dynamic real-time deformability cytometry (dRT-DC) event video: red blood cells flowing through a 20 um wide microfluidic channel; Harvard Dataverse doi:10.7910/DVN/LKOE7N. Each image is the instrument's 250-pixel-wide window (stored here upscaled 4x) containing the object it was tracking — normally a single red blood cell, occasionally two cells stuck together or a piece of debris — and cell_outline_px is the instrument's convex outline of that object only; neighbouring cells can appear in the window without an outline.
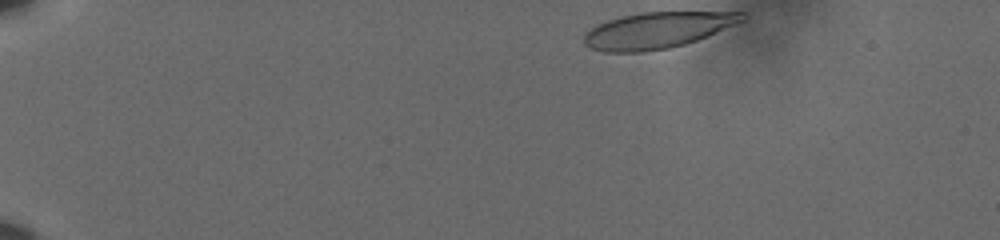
{"species": "human", "species_latin": "Homo sapiens", "temperature_condition": "cold", "stored_images_in_passage": 44, "camera_frame_rate_fps": 3000, "um_per_image_px": 0.085, "donor": {"sex": "male"}, "frame": {"image": 1, "passage_image": 1, "time_ms": 0.0, "image_size_px": [1000, 240], "cell_outline_px": [[748, 16], [744, 20], [736, 24], [708, 36], [684, 44], [668, 48], [644, 52], [604, 52], [592, 48], [584, 44], [584, 36], [596, 24], [620, 16], [640, 12], [744, 12]], "centroid_in_image_um": [55.89, 2.56], "position_along_channel_um": 29.1, "area_um2": 33.29}}
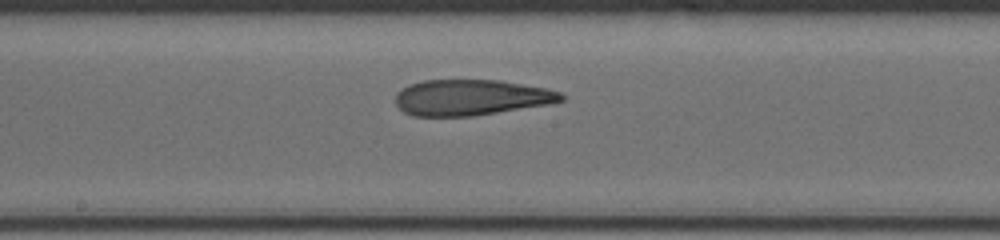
{"frame": {"image": 2, "passage_image": 25, "time_ms": 8.0, "image_size_px": [1000, 240], "cell_outline_px": [[564, 100], [548, 104], [472, 116], [412, 116], [404, 112], [396, 104], [396, 92], [408, 84], [424, 80], [500, 80], [548, 88], [560, 92], [564, 96]], "centroid_in_image_um": [40.02, 8.28], "position_along_channel_um": 208.2, "area_um2": 34.62}}
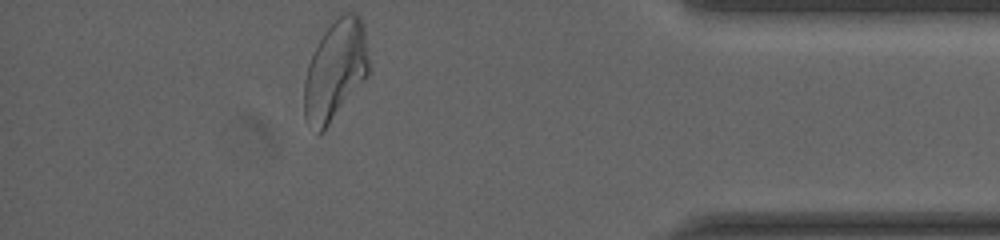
{"frame": {"image": 3, "passage_image": 44, "time_ms": 14.333, "image_size_px": [1000, 240], "cell_outline_px": [[372, 72], [324, 132], [320, 132], [304, 116], [304, 84], [308, 64], [324, 32], [344, 12], [356, 12], [360, 16], [364, 24]], "centroid_in_image_um": [28.58, 5.96], "position_along_channel_um": 406.6, "area_um2": 37.86}, "authors_computed_cell_mechanics": {"area_um2": 35.5759, "velocity_mm_per_s": 3.6036, "shape_relaxation_time_tau1_ms": null, "shape_relaxation_time_tau2_ms": 2.6839, "deformation_change_tau1": null, "deformation_change_tau2": 0.0911}}